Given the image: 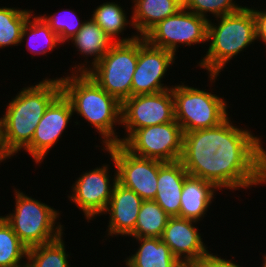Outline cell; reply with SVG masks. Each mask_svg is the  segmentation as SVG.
<instances>
[{
  "label": "cell",
  "mask_w": 266,
  "mask_h": 267,
  "mask_svg": "<svg viewBox=\"0 0 266 267\" xmlns=\"http://www.w3.org/2000/svg\"><path fill=\"white\" fill-rule=\"evenodd\" d=\"M218 254L208 253L201 258L188 263L185 267H241L239 264L233 262L232 259H224Z\"/></svg>",
  "instance_id": "f546056e"
},
{
  "label": "cell",
  "mask_w": 266,
  "mask_h": 267,
  "mask_svg": "<svg viewBox=\"0 0 266 267\" xmlns=\"http://www.w3.org/2000/svg\"><path fill=\"white\" fill-rule=\"evenodd\" d=\"M130 18L134 30L143 37L152 27L165 18L176 14L183 7V0H131Z\"/></svg>",
  "instance_id": "ffe728a7"
},
{
  "label": "cell",
  "mask_w": 266,
  "mask_h": 267,
  "mask_svg": "<svg viewBox=\"0 0 266 267\" xmlns=\"http://www.w3.org/2000/svg\"><path fill=\"white\" fill-rule=\"evenodd\" d=\"M13 192L15 208L12 213L2 217L28 249L49 243L64 234L65 227L59 222V210L28 196L18 188H14Z\"/></svg>",
  "instance_id": "5b68a950"
},
{
  "label": "cell",
  "mask_w": 266,
  "mask_h": 267,
  "mask_svg": "<svg viewBox=\"0 0 266 267\" xmlns=\"http://www.w3.org/2000/svg\"><path fill=\"white\" fill-rule=\"evenodd\" d=\"M72 116H74L72 106L61 92L46 109L31 143L24 149L37 165L43 162L50 149L58 143Z\"/></svg>",
  "instance_id": "5bb4252c"
},
{
  "label": "cell",
  "mask_w": 266,
  "mask_h": 267,
  "mask_svg": "<svg viewBox=\"0 0 266 267\" xmlns=\"http://www.w3.org/2000/svg\"><path fill=\"white\" fill-rule=\"evenodd\" d=\"M121 145L138 157L175 162L182 154L183 131L175 120L147 126L135 130Z\"/></svg>",
  "instance_id": "9c48e42d"
},
{
  "label": "cell",
  "mask_w": 266,
  "mask_h": 267,
  "mask_svg": "<svg viewBox=\"0 0 266 267\" xmlns=\"http://www.w3.org/2000/svg\"><path fill=\"white\" fill-rule=\"evenodd\" d=\"M114 160L117 182L135 191L143 200H154L157 193L159 160L142 158L131 154L121 144L103 149Z\"/></svg>",
  "instance_id": "7c38bea8"
},
{
  "label": "cell",
  "mask_w": 266,
  "mask_h": 267,
  "mask_svg": "<svg viewBox=\"0 0 266 267\" xmlns=\"http://www.w3.org/2000/svg\"><path fill=\"white\" fill-rule=\"evenodd\" d=\"M175 120L172 89L154 94L131 96L121 103V126L125 135L122 144L135 130Z\"/></svg>",
  "instance_id": "30bf717a"
},
{
  "label": "cell",
  "mask_w": 266,
  "mask_h": 267,
  "mask_svg": "<svg viewBox=\"0 0 266 267\" xmlns=\"http://www.w3.org/2000/svg\"><path fill=\"white\" fill-rule=\"evenodd\" d=\"M143 199L133 190L115 184L111 199L104 211L109 216L105 237L129 236L135 229Z\"/></svg>",
  "instance_id": "2e32d148"
},
{
  "label": "cell",
  "mask_w": 266,
  "mask_h": 267,
  "mask_svg": "<svg viewBox=\"0 0 266 267\" xmlns=\"http://www.w3.org/2000/svg\"><path fill=\"white\" fill-rule=\"evenodd\" d=\"M138 61V38L114 43L87 74L120 103L131 97L133 74Z\"/></svg>",
  "instance_id": "52a82bcc"
},
{
  "label": "cell",
  "mask_w": 266,
  "mask_h": 267,
  "mask_svg": "<svg viewBox=\"0 0 266 267\" xmlns=\"http://www.w3.org/2000/svg\"><path fill=\"white\" fill-rule=\"evenodd\" d=\"M7 157L3 154L0 146V163L6 161Z\"/></svg>",
  "instance_id": "1f68e13d"
},
{
  "label": "cell",
  "mask_w": 266,
  "mask_h": 267,
  "mask_svg": "<svg viewBox=\"0 0 266 267\" xmlns=\"http://www.w3.org/2000/svg\"><path fill=\"white\" fill-rule=\"evenodd\" d=\"M70 41L74 44L76 51L87 59L84 61L85 64L74 65L73 70L70 69L71 73H87L115 43L92 18L85 20L83 27ZM88 57H93L92 63L88 61Z\"/></svg>",
  "instance_id": "ac0fdd59"
},
{
  "label": "cell",
  "mask_w": 266,
  "mask_h": 267,
  "mask_svg": "<svg viewBox=\"0 0 266 267\" xmlns=\"http://www.w3.org/2000/svg\"><path fill=\"white\" fill-rule=\"evenodd\" d=\"M91 18L100 26L105 34L111 38L115 43L117 42H129L138 38V34L123 37L124 30L126 28H134L132 19L128 20L127 12L122 6L115 2H103L96 9H93ZM122 36L119 37V36ZM118 37V38H117ZM121 38V39H120Z\"/></svg>",
  "instance_id": "7402d4cb"
},
{
  "label": "cell",
  "mask_w": 266,
  "mask_h": 267,
  "mask_svg": "<svg viewBox=\"0 0 266 267\" xmlns=\"http://www.w3.org/2000/svg\"><path fill=\"white\" fill-rule=\"evenodd\" d=\"M139 246L126 257V267H185L159 237L134 238Z\"/></svg>",
  "instance_id": "44dd1931"
},
{
  "label": "cell",
  "mask_w": 266,
  "mask_h": 267,
  "mask_svg": "<svg viewBox=\"0 0 266 267\" xmlns=\"http://www.w3.org/2000/svg\"><path fill=\"white\" fill-rule=\"evenodd\" d=\"M177 56L165 49L152 46L144 37H138V61L133 74L131 96L154 94L172 89L163 80ZM171 65V66H170Z\"/></svg>",
  "instance_id": "4fadbf2b"
},
{
  "label": "cell",
  "mask_w": 266,
  "mask_h": 267,
  "mask_svg": "<svg viewBox=\"0 0 266 267\" xmlns=\"http://www.w3.org/2000/svg\"><path fill=\"white\" fill-rule=\"evenodd\" d=\"M189 174L180 161H159L157 193L154 201L170 216H178L181 193L185 178Z\"/></svg>",
  "instance_id": "e0dca14e"
},
{
  "label": "cell",
  "mask_w": 266,
  "mask_h": 267,
  "mask_svg": "<svg viewBox=\"0 0 266 267\" xmlns=\"http://www.w3.org/2000/svg\"><path fill=\"white\" fill-rule=\"evenodd\" d=\"M110 158L113 162L112 166L115 167V170H112L113 176L112 173L110 174V165L105 163L99 168L97 166L92 170L83 171L70 186L72 189L68 198L83 212L87 222L103 215L117 183L116 166L111 156Z\"/></svg>",
  "instance_id": "8fae6325"
},
{
  "label": "cell",
  "mask_w": 266,
  "mask_h": 267,
  "mask_svg": "<svg viewBox=\"0 0 266 267\" xmlns=\"http://www.w3.org/2000/svg\"><path fill=\"white\" fill-rule=\"evenodd\" d=\"M33 9L0 7V48L21 44L22 29Z\"/></svg>",
  "instance_id": "484cf974"
},
{
  "label": "cell",
  "mask_w": 266,
  "mask_h": 267,
  "mask_svg": "<svg viewBox=\"0 0 266 267\" xmlns=\"http://www.w3.org/2000/svg\"><path fill=\"white\" fill-rule=\"evenodd\" d=\"M26 38V39H25ZM26 40L27 51L34 55H43L60 48L61 42L42 17L32 13L22 29L21 43ZM58 45V46H57Z\"/></svg>",
  "instance_id": "603a6c76"
},
{
  "label": "cell",
  "mask_w": 266,
  "mask_h": 267,
  "mask_svg": "<svg viewBox=\"0 0 266 267\" xmlns=\"http://www.w3.org/2000/svg\"><path fill=\"white\" fill-rule=\"evenodd\" d=\"M63 234L49 243L41 244L29 248L27 251V267H71L66 253L65 241Z\"/></svg>",
  "instance_id": "d4e9b609"
},
{
  "label": "cell",
  "mask_w": 266,
  "mask_h": 267,
  "mask_svg": "<svg viewBox=\"0 0 266 267\" xmlns=\"http://www.w3.org/2000/svg\"><path fill=\"white\" fill-rule=\"evenodd\" d=\"M252 12L255 18L256 24V40L265 44L266 46V9L252 8ZM257 9V10H256ZM266 48V47H265Z\"/></svg>",
  "instance_id": "4dcf8cb0"
},
{
  "label": "cell",
  "mask_w": 266,
  "mask_h": 267,
  "mask_svg": "<svg viewBox=\"0 0 266 267\" xmlns=\"http://www.w3.org/2000/svg\"><path fill=\"white\" fill-rule=\"evenodd\" d=\"M210 90L175 84L174 97L175 121L183 133L218 126L228 118V102Z\"/></svg>",
  "instance_id": "8992f818"
},
{
  "label": "cell",
  "mask_w": 266,
  "mask_h": 267,
  "mask_svg": "<svg viewBox=\"0 0 266 267\" xmlns=\"http://www.w3.org/2000/svg\"><path fill=\"white\" fill-rule=\"evenodd\" d=\"M27 251L28 248L20 241L5 219L0 216V267L27 264Z\"/></svg>",
  "instance_id": "4316f807"
},
{
  "label": "cell",
  "mask_w": 266,
  "mask_h": 267,
  "mask_svg": "<svg viewBox=\"0 0 266 267\" xmlns=\"http://www.w3.org/2000/svg\"><path fill=\"white\" fill-rule=\"evenodd\" d=\"M230 118L212 128L183 133L179 161L189 175L211 182L222 191L264 186V142L249 128L235 126Z\"/></svg>",
  "instance_id": "6da1fadb"
},
{
  "label": "cell",
  "mask_w": 266,
  "mask_h": 267,
  "mask_svg": "<svg viewBox=\"0 0 266 267\" xmlns=\"http://www.w3.org/2000/svg\"><path fill=\"white\" fill-rule=\"evenodd\" d=\"M263 261H262V266L261 267H266V255L264 254L263 256Z\"/></svg>",
  "instance_id": "836d02e7"
},
{
  "label": "cell",
  "mask_w": 266,
  "mask_h": 267,
  "mask_svg": "<svg viewBox=\"0 0 266 267\" xmlns=\"http://www.w3.org/2000/svg\"><path fill=\"white\" fill-rule=\"evenodd\" d=\"M209 19L207 42L209 47L197 63L200 69L207 70L209 82H215L228 62L244 52L256 41V24L252 9L244 6L237 12Z\"/></svg>",
  "instance_id": "277c9868"
},
{
  "label": "cell",
  "mask_w": 266,
  "mask_h": 267,
  "mask_svg": "<svg viewBox=\"0 0 266 267\" xmlns=\"http://www.w3.org/2000/svg\"><path fill=\"white\" fill-rule=\"evenodd\" d=\"M183 7L209 20L210 14H213L212 17L218 18L235 13L243 6L234 0H183Z\"/></svg>",
  "instance_id": "f1b7e54d"
},
{
  "label": "cell",
  "mask_w": 266,
  "mask_h": 267,
  "mask_svg": "<svg viewBox=\"0 0 266 267\" xmlns=\"http://www.w3.org/2000/svg\"><path fill=\"white\" fill-rule=\"evenodd\" d=\"M220 191L213 183L188 175L181 193L180 212L177 217L201 221Z\"/></svg>",
  "instance_id": "d6986e66"
},
{
  "label": "cell",
  "mask_w": 266,
  "mask_h": 267,
  "mask_svg": "<svg viewBox=\"0 0 266 267\" xmlns=\"http://www.w3.org/2000/svg\"><path fill=\"white\" fill-rule=\"evenodd\" d=\"M63 12V13H62ZM49 25L51 30L58 35L59 41L66 44L83 27L85 20H80L75 11L62 9L53 14L39 15Z\"/></svg>",
  "instance_id": "83f0119b"
},
{
  "label": "cell",
  "mask_w": 266,
  "mask_h": 267,
  "mask_svg": "<svg viewBox=\"0 0 266 267\" xmlns=\"http://www.w3.org/2000/svg\"><path fill=\"white\" fill-rule=\"evenodd\" d=\"M5 267H27V264H16V265L5 266Z\"/></svg>",
  "instance_id": "d6a6232c"
},
{
  "label": "cell",
  "mask_w": 266,
  "mask_h": 267,
  "mask_svg": "<svg viewBox=\"0 0 266 267\" xmlns=\"http://www.w3.org/2000/svg\"><path fill=\"white\" fill-rule=\"evenodd\" d=\"M37 83L23 87L12 97L0 117V146L7 160L31 143L46 109L61 93L59 77H45Z\"/></svg>",
  "instance_id": "7a4b0ae2"
},
{
  "label": "cell",
  "mask_w": 266,
  "mask_h": 267,
  "mask_svg": "<svg viewBox=\"0 0 266 267\" xmlns=\"http://www.w3.org/2000/svg\"><path fill=\"white\" fill-rule=\"evenodd\" d=\"M208 22V19L182 7L176 14L157 23L143 37L152 46L176 55L181 45L207 44Z\"/></svg>",
  "instance_id": "ba28073f"
},
{
  "label": "cell",
  "mask_w": 266,
  "mask_h": 267,
  "mask_svg": "<svg viewBox=\"0 0 266 267\" xmlns=\"http://www.w3.org/2000/svg\"><path fill=\"white\" fill-rule=\"evenodd\" d=\"M59 80L61 92L69 100L73 114H78L97 129L102 147L120 144V135L115 128L121 126V103L87 73H71Z\"/></svg>",
  "instance_id": "3957f363"
},
{
  "label": "cell",
  "mask_w": 266,
  "mask_h": 267,
  "mask_svg": "<svg viewBox=\"0 0 266 267\" xmlns=\"http://www.w3.org/2000/svg\"><path fill=\"white\" fill-rule=\"evenodd\" d=\"M197 222L177 216L170 217L161 237L184 266L210 252L198 232Z\"/></svg>",
  "instance_id": "9a60e30c"
},
{
  "label": "cell",
  "mask_w": 266,
  "mask_h": 267,
  "mask_svg": "<svg viewBox=\"0 0 266 267\" xmlns=\"http://www.w3.org/2000/svg\"><path fill=\"white\" fill-rule=\"evenodd\" d=\"M170 216L154 200H143L134 231L128 236L133 238L159 237Z\"/></svg>",
  "instance_id": "cb8c5ba5"
}]
</instances>
